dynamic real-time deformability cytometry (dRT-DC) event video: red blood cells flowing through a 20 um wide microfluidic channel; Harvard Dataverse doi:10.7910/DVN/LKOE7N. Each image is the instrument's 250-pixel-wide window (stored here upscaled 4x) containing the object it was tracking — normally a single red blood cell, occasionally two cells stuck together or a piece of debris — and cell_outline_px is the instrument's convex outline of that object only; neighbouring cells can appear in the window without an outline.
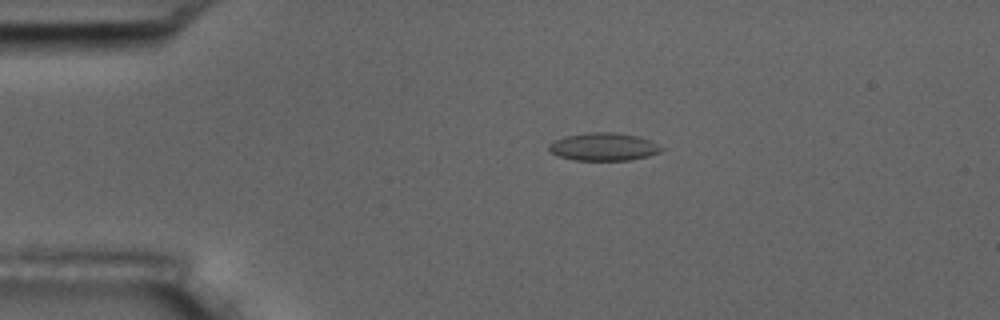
{"species": "common noctule bat (a hibernating species)", "species_latin": "Nyctalus noctula", "temperature_condition": "room temperature", "stored_images_in_passage": 8, "camera_frame_rate_fps": 3000, "um_per_image_px": 0.085, "animal": {"sex": "male", "body_mass_g": 17.5, "forearm_length_mm": 52.3}, "frame": {"image": 1, "passage_image": 1, "time_ms": 0.0, "image_size_px": [1000, 320], "cell_outline_px": [[664, 148], [660, 152], [648, 156], [628, 160], [576, 160], [556, 156], [548, 148], [548, 144], [564, 136], [588, 132], [616, 132], [640, 136], [652, 140]], "centroid_in_image_um": [51.33, 12.46], "position_along_channel_um": 33.7, "area_um2": 18.44}}
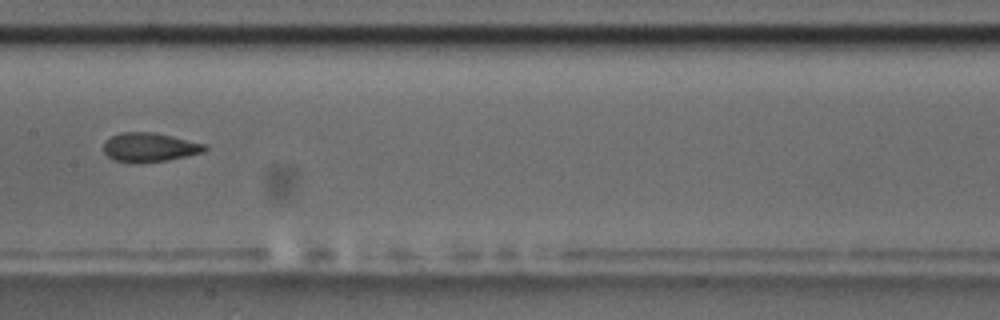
{"frame": {"image": 2, "passage_image": 6, "time_ms": 5.667, "image_size_px": [1000, 320], "cell_outline_px": [[208, 148], [204, 152], [164, 160], [112, 160], [104, 152], [104, 140], [120, 132], [156, 132], [208, 144]], "centroid_in_image_um": [12.75, 12.46], "position_along_channel_um": 194.6, "area_um2": 16.65}}
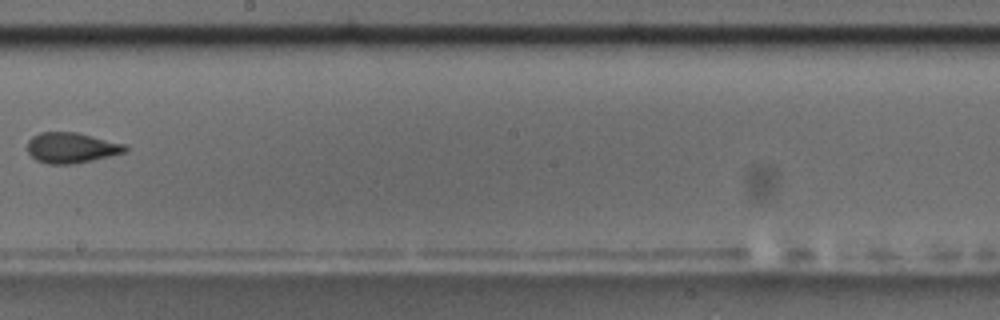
{"frame": {"image": 3, "passage_image": 7, "time_ms": 7.0, "image_size_px": [1000, 320], "cell_outline_px": [[128, 148], [124, 152], [76, 164], [48, 164], [36, 160], [28, 152], [28, 140], [32, 136], [40, 132], [76, 132], [128, 144]], "centroid_in_image_um": [6.07, 12.55], "position_along_channel_um": 242.1, "area_um2": 17.46}}